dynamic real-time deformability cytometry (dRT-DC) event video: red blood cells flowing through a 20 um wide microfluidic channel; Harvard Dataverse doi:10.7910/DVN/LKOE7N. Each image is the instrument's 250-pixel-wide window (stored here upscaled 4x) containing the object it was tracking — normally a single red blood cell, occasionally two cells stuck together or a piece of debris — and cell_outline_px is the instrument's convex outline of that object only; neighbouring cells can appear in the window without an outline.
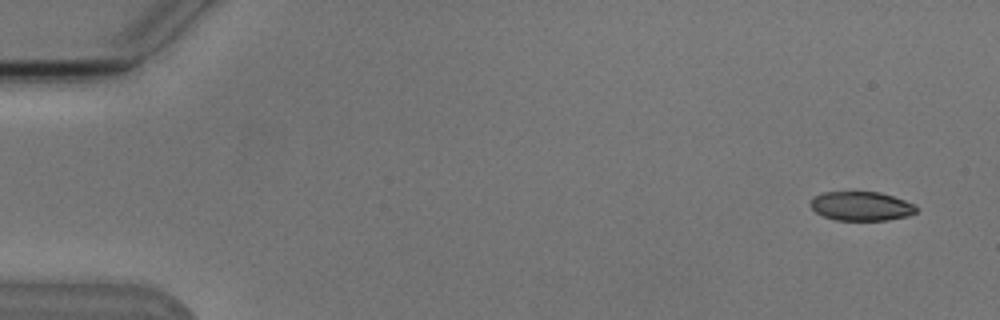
{"species": "Egyptian fruit bat (a non-hibernating species)", "species_latin": "Rousettus aegyptiacus", "temperature_condition": "cold", "stored_images_in_passage": 5, "camera_frame_rate_fps": 3000, "um_per_image_px": 0.085, "animal": {"sex": "male"}, "frame": {"image": 1, "passage_image": 1, "time_ms": 0.0, "image_size_px": [1000, 320], "cell_outline_px": [[916, 212], [908, 216], [888, 220], [836, 220], [824, 216], [816, 212], [808, 204], [812, 196], [824, 192], [880, 192], [916, 204]], "centroid_in_image_um": [73.18, 17.52], "position_along_channel_um": 11.8, "area_um2": 18.03}}